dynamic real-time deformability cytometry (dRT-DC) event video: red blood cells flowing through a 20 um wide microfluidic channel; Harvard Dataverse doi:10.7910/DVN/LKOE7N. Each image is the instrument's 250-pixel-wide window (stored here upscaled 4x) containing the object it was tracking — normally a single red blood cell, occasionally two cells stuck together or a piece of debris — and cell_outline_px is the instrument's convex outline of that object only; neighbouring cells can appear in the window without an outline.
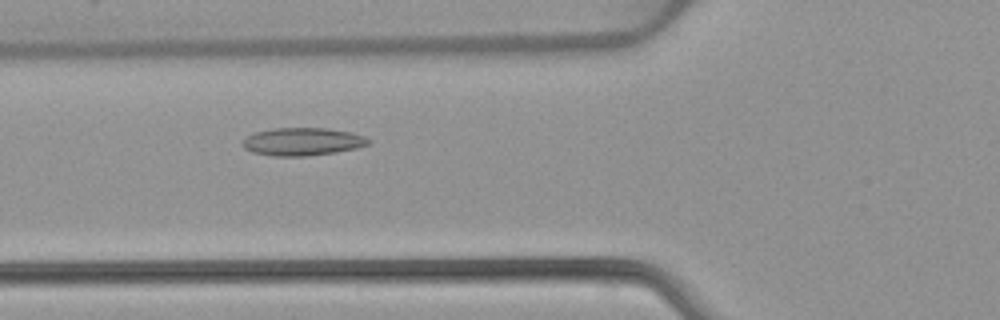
{"species": "common noctule bat (a hibernating species)", "species_latin": "Nyctalus noctula", "temperature_condition": "warm", "stored_images_in_passage": 52, "camera_frame_rate_fps": 3000, "um_per_image_px": 0.085, "animal": {"sex": "female", "body_mass_g": 22.7, "forearm_length_mm": 54.2}, "frame": {"image": 1, "passage_image": 19, "time_ms": 6.0, "image_size_px": [1000, 320], "cell_outline_px": [[372, 144], [356, 148], [336, 152], [308, 156], [272, 156], [252, 152], [244, 148], [240, 144], [248, 136], [256, 132], [276, 128], [328, 128], [352, 132], [364, 136], [372, 140]], "centroid_in_image_um": [25.76, 12.04], "position_along_channel_um": 100.0, "area_um2": 20.58}}
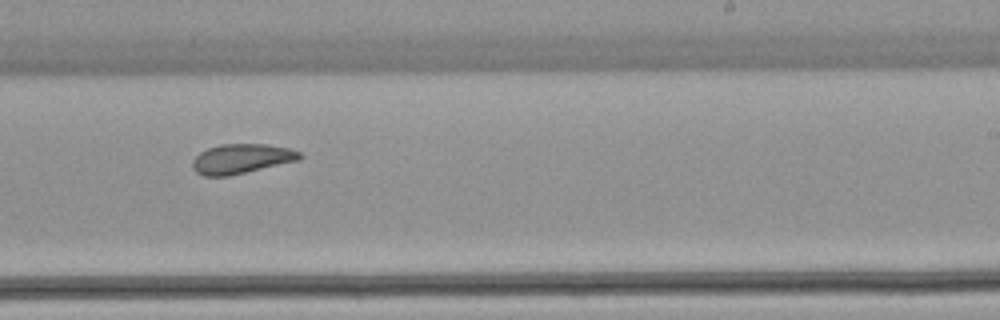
{"frame": {"image": 2, "passage_image": 32, "time_ms": 10.333, "image_size_px": [1000, 320], "cell_outline_px": [[304, 156], [300, 160], [228, 176], [204, 176], [196, 172], [192, 168], [192, 160], [200, 152], [208, 148], [220, 144], [268, 144], [288, 148], [300, 152]], "centroid_in_image_um": [20.53, 13.49], "position_along_channel_um": 268.5, "area_um2": 18.61}}
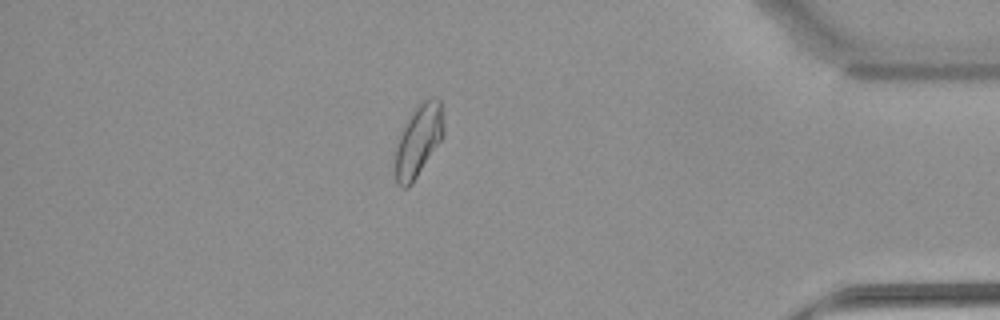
{"frame": {"image": 3, "passage_image": 45, "time_ms": 14.667, "image_size_px": [1000, 320], "cell_outline_px": [[444, 136], [412, 184], [408, 188], [400, 188], [396, 184], [396, 144], [400, 132], [412, 108], [420, 100], [428, 96], [436, 96], [440, 100], [444, 124]], "centroid_in_image_um": [35.57, 11.88], "position_along_channel_um": 399.6, "area_um2": 20.92}, "authors_computed_cell_mechanics": {"area_um2": 20.6346, "velocity_mm_per_s": 3.8895, "shape_relaxation_time_tau1_ms": 7.8308, "shape_relaxation_time_tau2_ms": 4.1647, "deformation_change_tau1": 0.1725, "deformation_change_tau2": 0.0795}}